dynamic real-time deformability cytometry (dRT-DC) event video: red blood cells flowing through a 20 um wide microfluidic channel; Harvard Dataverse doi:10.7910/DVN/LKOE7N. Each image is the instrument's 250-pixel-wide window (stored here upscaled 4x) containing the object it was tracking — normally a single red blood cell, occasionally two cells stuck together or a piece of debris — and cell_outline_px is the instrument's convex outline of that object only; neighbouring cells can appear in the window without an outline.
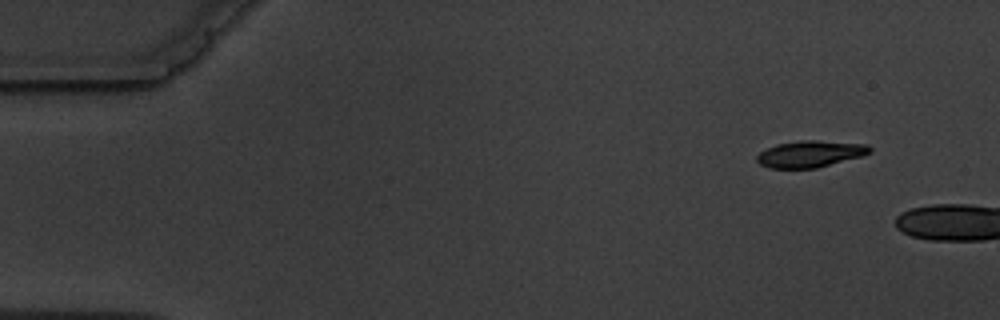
{"species": "common noctule bat (a hibernating species)", "species_latin": "Nyctalus noctula", "temperature_condition": "warm", "stored_images_in_passage": 3, "camera_frame_rate_fps": 3000, "um_per_image_px": 0.085, "animal": {"sex": "male", "body_mass_g": 19.5, "forearm_length_mm": 54.6}, "frame": {"image": 1, "passage_image": 1, "time_ms": 0.0, "image_size_px": [1000, 320], "cell_outline_px": [[872, 152], [864, 156], [816, 168], [768, 168], [760, 164], [756, 160], [756, 156], [760, 152], [776, 144], [800, 140], [816, 140], [868, 144], [872, 148]], "centroid_in_image_um": [68.9, 13.08], "position_along_channel_um": 16.1, "area_um2": 17.69}}